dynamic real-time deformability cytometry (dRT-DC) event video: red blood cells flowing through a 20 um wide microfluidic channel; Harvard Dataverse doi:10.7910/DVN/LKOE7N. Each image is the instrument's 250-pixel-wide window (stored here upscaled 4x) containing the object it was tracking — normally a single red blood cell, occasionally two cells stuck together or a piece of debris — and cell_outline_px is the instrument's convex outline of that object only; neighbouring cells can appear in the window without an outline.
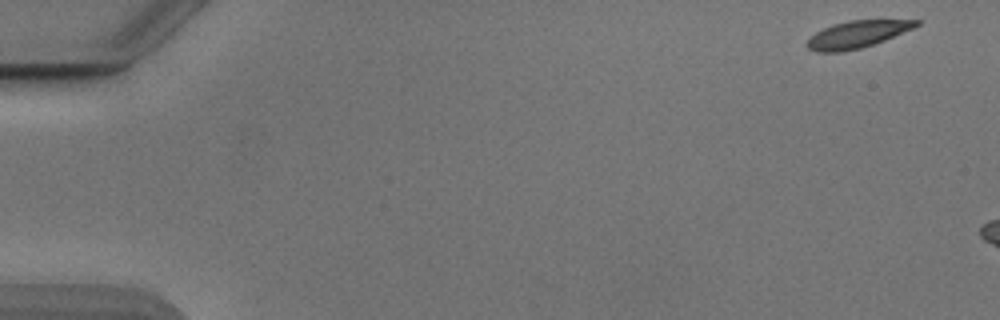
{"species": "Egyptian fruit bat (a non-hibernating species)", "species_latin": "Rousettus aegyptiacus", "temperature_condition": "cold", "stored_images_in_passage": 6, "camera_frame_rate_fps": 3000, "um_per_image_px": 0.085, "animal": {"sex": "male"}, "frame": {"image": 1, "passage_image": 1, "time_ms": 0.0, "image_size_px": [1000, 320], "cell_outline_px": [[920, 24], [912, 28], [884, 40], [860, 48], [840, 52], [816, 52], [808, 48], [808, 40], [816, 32], [832, 24], [848, 20], [920, 20]], "centroid_in_image_um": [72.84, 2.91], "position_along_channel_um": 12.2, "area_um2": 16.88}}